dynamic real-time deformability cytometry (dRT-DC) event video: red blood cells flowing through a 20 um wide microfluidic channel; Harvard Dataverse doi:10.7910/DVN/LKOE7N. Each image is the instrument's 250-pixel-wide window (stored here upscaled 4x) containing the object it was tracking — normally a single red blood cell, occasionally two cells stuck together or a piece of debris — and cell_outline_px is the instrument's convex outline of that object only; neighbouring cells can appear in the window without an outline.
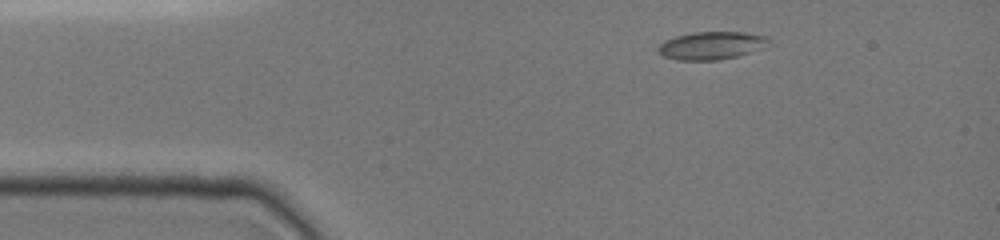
{"species": "common noctule bat (a hibernating species)", "species_latin": "Nyctalus noctula", "temperature_condition": "cold", "stored_images_in_passage": 17, "camera_frame_rate_fps": 3000, "um_per_image_px": 0.085, "animal": {"sex": "female", "body_mass_g": 19.0, "forearm_length_mm": 51.5}, "frame": {"image": 1, "passage_image": 1, "time_ms": 0.0, "image_size_px": [1000, 240], "cell_outline_px": [[772, 44], [736, 56], [720, 60], [676, 60], [664, 56], [656, 52], [656, 48], [664, 40], [676, 36], [692, 32], [744, 32], [768, 36]], "centroid_in_image_um": [60.45, 3.86], "position_along_channel_um": 24.5, "area_um2": 18.09}}
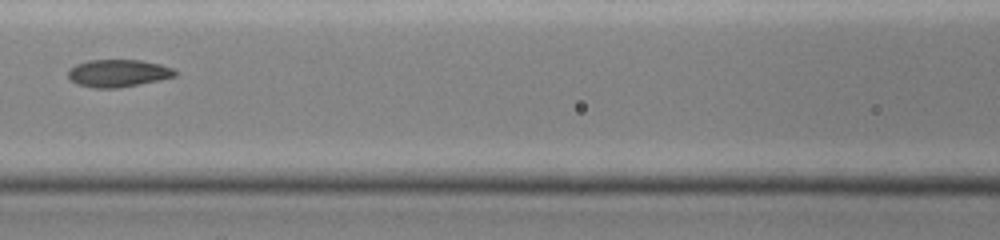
{"frame": {"image": 2, "passage_image": 9, "time_ms": 4.667, "image_size_px": [1000, 240], "cell_outline_px": [[180, 72], [176, 76], [160, 80], [140, 84], [116, 88], [92, 88], [76, 84], [68, 76], [68, 68], [76, 64], [88, 60], [144, 60], [160, 64], [172, 68]], "centroid_in_image_um": [10.05, 6.22], "position_along_channel_um": 156.5, "area_um2": 17.34}}
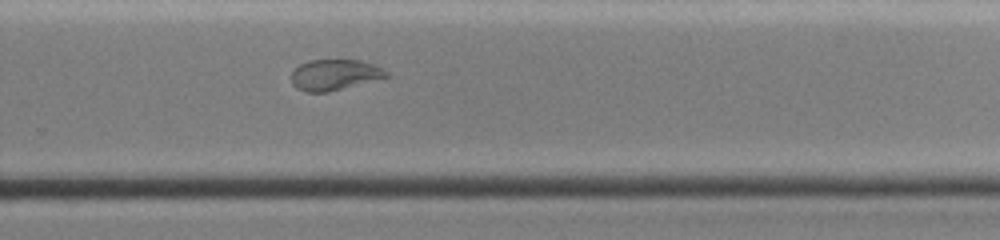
{"frame": {"image": 3, "passage_image": 15, "time_ms": 8.333, "image_size_px": [1000, 240], "cell_outline_px": [[388, 76], [328, 92], [304, 92], [296, 88], [292, 84], [292, 72], [300, 64], [308, 60], [360, 60], [376, 64], [384, 68], [388, 72]], "centroid_in_image_um": [28.43, 6.35], "position_along_channel_um": 301.4, "area_um2": 16.99}}